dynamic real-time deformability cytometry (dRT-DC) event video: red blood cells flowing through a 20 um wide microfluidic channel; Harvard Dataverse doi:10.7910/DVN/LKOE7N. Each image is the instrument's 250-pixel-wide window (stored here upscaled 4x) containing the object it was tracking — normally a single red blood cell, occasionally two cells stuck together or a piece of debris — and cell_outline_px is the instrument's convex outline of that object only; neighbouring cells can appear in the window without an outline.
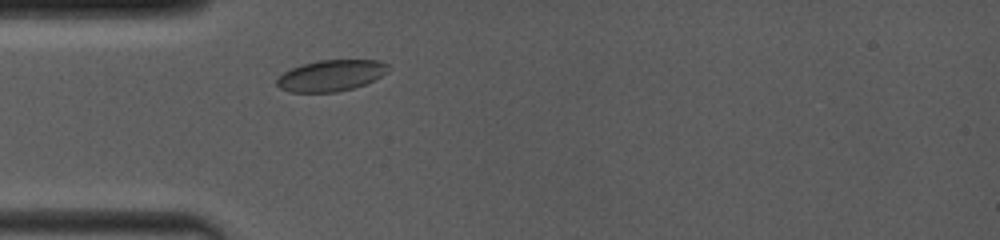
{"species": "common noctule bat (a hibernating species)", "species_latin": "Nyctalus noctula", "temperature_condition": "room temperature", "stored_images_in_passage": 25, "camera_frame_rate_fps": 4000, "um_per_image_px": 0.085, "animal": {"sex": "female", "body_mass_g": 19.0, "forearm_length_mm": 53.3}, "frame": {"image": 1, "passage_image": 4, "time_ms": 1.25, "image_size_px": [1000, 240], "cell_outline_px": [[388, 72], [364, 84], [352, 88], [336, 92], [292, 92], [280, 88], [276, 84], [276, 80], [284, 72], [292, 68], [304, 64], [320, 60], [380, 60], [388, 64]], "centroid_in_image_um": [28.14, 6.42], "position_along_channel_um": 56.9, "area_um2": 20.0}}
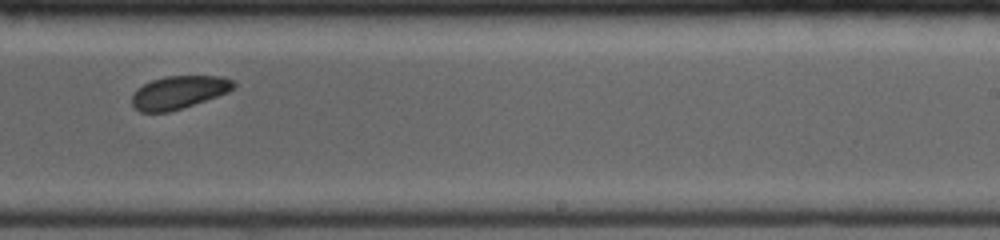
{"frame": {"image": 2, "passage_image": 16, "time_ms": 6.75, "image_size_px": [1000, 240], "cell_outline_px": [[236, 88], [228, 92], [168, 112], [140, 112], [132, 104], [132, 96], [136, 88], [152, 80], [164, 76], [224, 76], [232, 80], [236, 84]], "centroid_in_image_um": [15.19, 7.83], "position_along_channel_um": 273.8, "area_um2": 19.36}}
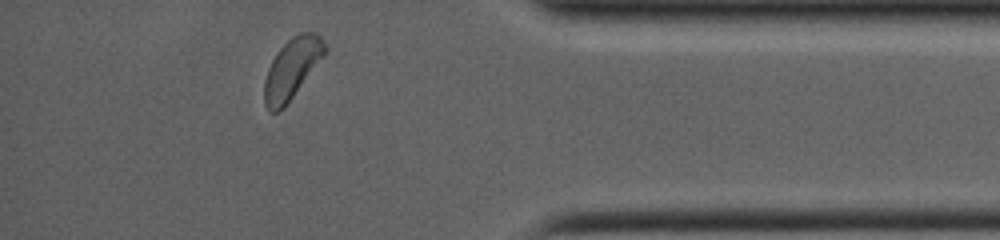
{"frame": {"image": 3, "passage_image": 24, "time_ms": 10.5, "image_size_px": [1000, 240], "cell_outline_px": [[328, 52], [284, 108], [280, 112], [268, 112], [264, 104], [264, 80], [268, 68], [272, 60], [280, 48], [292, 36], [300, 32], [316, 32], [324, 40], [328, 48]], "centroid_in_image_um": [24.84, 5.83], "position_along_channel_um": 410.4, "area_um2": 21.68}, "authors_computed_cell_mechanics": {"area_um2": 20.2878, "velocity_mm_per_s": 4.0317, "shape_relaxation_time_tau1_ms": 1.1976, "shape_relaxation_time_tau2_ms": 6.6469, "deformation_change_tau1": 0.052, "deformation_change_tau2": 0.0722}}